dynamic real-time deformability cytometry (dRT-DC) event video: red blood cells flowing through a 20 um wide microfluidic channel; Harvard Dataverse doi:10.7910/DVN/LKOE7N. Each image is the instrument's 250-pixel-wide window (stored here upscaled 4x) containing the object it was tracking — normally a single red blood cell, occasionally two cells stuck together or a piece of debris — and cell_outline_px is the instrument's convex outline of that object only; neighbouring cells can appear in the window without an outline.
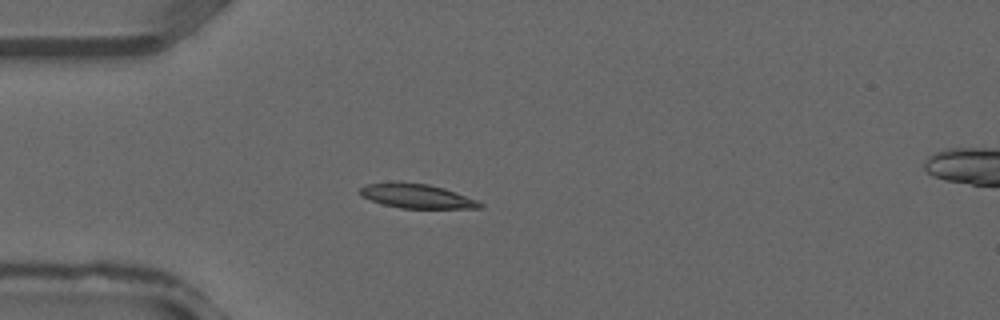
{"species": "common noctule bat (a hibernating species)", "species_latin": "Nyctalus noctula", "temperature_condition": "warm", "stored_images_in_passage": 29, "camera_frame_rate_fps": 3000, "um_per_image_px": 0.085, "animal": {"sex": "male", "forearm_length_mm": 52.5}, "frame": {"image": 1, "passage_image": 2, "time_ms": 0.333, "image_size_px": [1000, 320], "cell_outline_px": [[484, 208], [400, 208], [384, 204], [360, 196], [356, 192], [364, 184], [428, 184], [444, 188], [476, 200], [484, 204]], "centroid_in_image_um": [35.43, 16.7], "position_along_channel_um": 49.6, "area_um2": 16.36}}
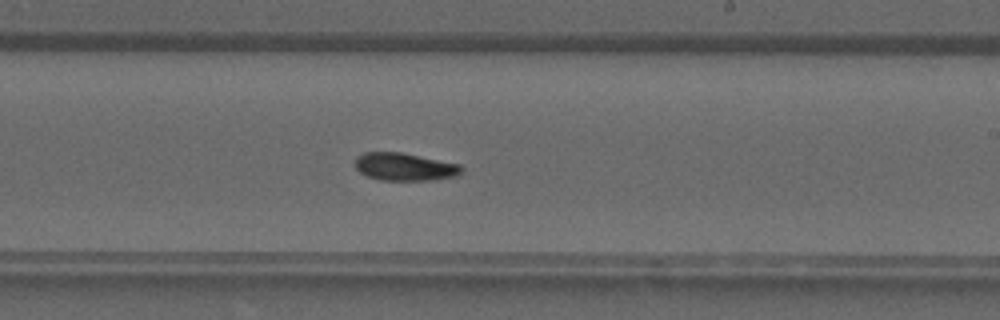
{"frame": {"image": 2, "passage_image": 14, "time_ms": 4.333, "image_size_px": [1000, 320], "cell_outline_px": [[464, 168], [460, 176], [436, 180], [380, 180], [368, 176], [360, 172], [356, 168], [356, 156], [364, 152], [400, 152], [460, 164]], "centroid_in_image_um": [34.45, 14.18], "position_along_channel_um": 254.6, "area_um2": 17.34}}
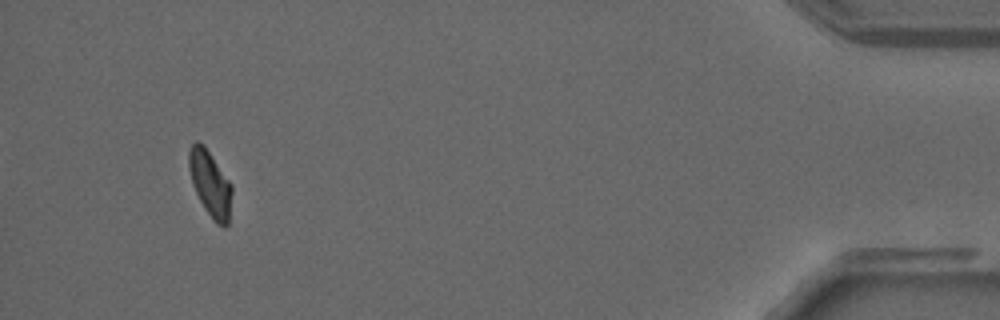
{"frame": {"image": 3, "passage_image": 27, "time_ms": 8.667, "image_size_px": [1000, 320], "cell_outline_px": [[232, 192], [228, 224], [224, 228], [216, 224], [212, 220], [204, 208], [192, 184], [188, 168], [188, 152], [192, 144], [196, 140], [204, 144], [232, 184]], "centroid_in_image_um": [17.86, 15.61], "position_along_channel_um": 417.3, "area_um2": 16.7}}